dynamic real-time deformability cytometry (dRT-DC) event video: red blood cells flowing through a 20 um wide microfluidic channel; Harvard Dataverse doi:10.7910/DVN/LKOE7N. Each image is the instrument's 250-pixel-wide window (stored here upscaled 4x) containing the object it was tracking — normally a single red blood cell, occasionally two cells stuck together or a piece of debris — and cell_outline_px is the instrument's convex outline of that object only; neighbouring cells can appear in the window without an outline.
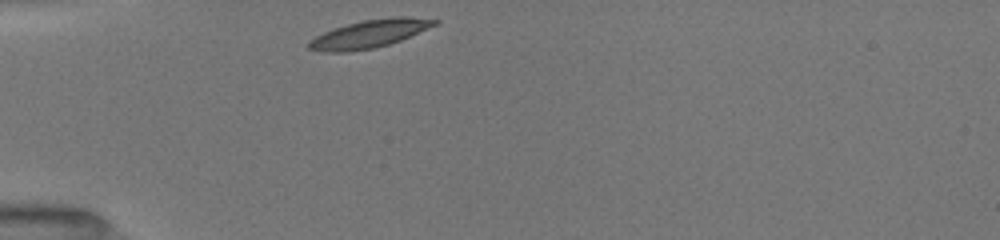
{"species": "common noctule bat (a hibernating species)", "species_latin": "Nyctalus noctula", "temperature_condition": "room temperature", "stored_images_in_passage": 31, "camera_frame_rate_fps": 3000, "um_per_image_px": 0.085, "animal": {"sex": "female", "body_mass_g": 19.5, "forearm_length_mm": 54.1}, "frame": {"image": 1, "passage_image": 1, "time_ms": 0.0, "image_size_px": [1000, 240], "cell_outline_px": [[440, 24], [400, 40], [388, 44], [372, 48], [344, 52], [320, 52], [308, 48], [308, 40], [324, 32], [348, 24], [364, 20], [396, 16], [404, 16], [440, 20]], "centroid_in_image_um": [31.43, 2.87], "position_along_channel_um": 53.6, "area_um2": 20.35}}
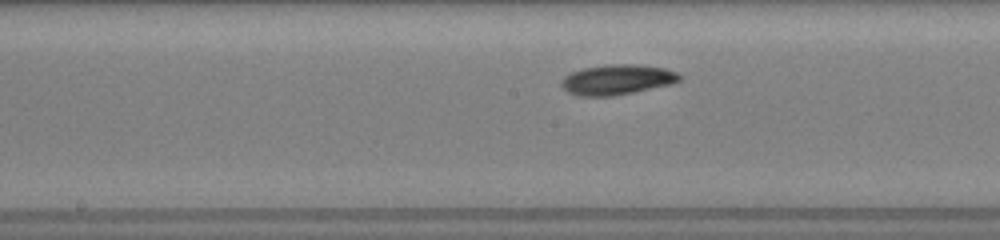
{"frame": {"image": 2, "passage_image": 13, "time_ms": 4.0, "image_size_px": [1000, 240], "cell_outline_px": [[680, 80], [672, 84], [612, 96], [580, 96], [568, 92], [560, 84], [560, 80], [564, 76], [572, 72], [584, 68], [604, 64], [636, 64], [664, 68], [676, 72], [680, 76]], "centroid_in_image_um": [52.42, 6.76], "position_along_channel_um": 195.8, "area_um2": 20.69}}
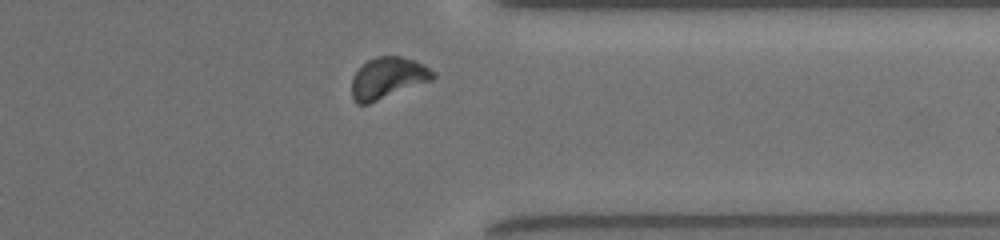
{"frame": {"image": 3, "passage_image": 27, "time_ms": 8.667, "image_size_px": [1000, 240], "cell_outline_px": [[436, 76], [432, 80], [368, 104], [356, 104], [352, 100], [352, 76], [368, 60], [376, 56], [400, 56], [424, 64], [436, 72]], "centroid_in_image_um": [32.96, 6.63], "position_along_channel_um": 378.4, "area_um2": 19.54}, "authors_computed_cell_mechanics": {"area_um2": 19.5364, "velocity_mm_per_s": 3.9668, "shape_relaxation_time_tau1_ms": 1.7669, "shape_relaxation_time_tau2_ms": null, "deformation_change_tau1": 0.0934, "deformation_change_tau2": null}}